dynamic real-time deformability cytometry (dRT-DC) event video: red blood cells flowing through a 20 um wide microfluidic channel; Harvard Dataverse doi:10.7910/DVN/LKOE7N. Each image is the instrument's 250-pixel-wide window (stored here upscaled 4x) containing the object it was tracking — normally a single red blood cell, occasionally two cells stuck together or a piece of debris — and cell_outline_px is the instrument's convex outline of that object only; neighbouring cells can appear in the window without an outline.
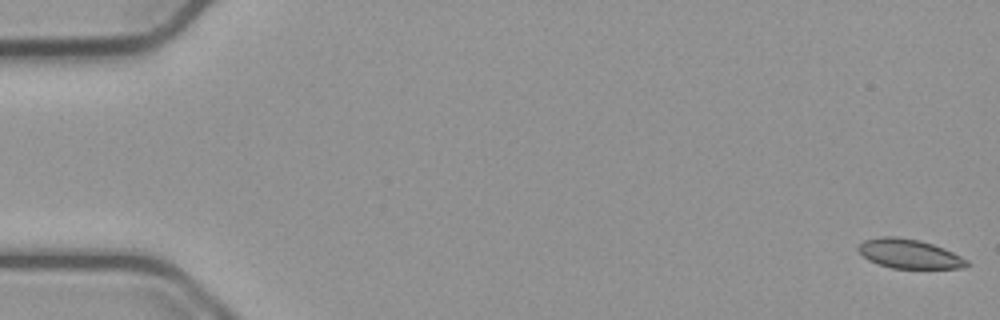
{"species": "common noctule bat (a hibernating species)", "species_latin": "Nyctalus noctula", "temperature_condition": "cold", "stored_images_in_passage": 55, "camera_frame_rate_fps": 3000, "um_per_image_px": 0.085, "animal": {"sex": "male", "body_mass_g": 23.1, "forearm_length_mm": 52.7}, "frame": {"image": 1, "passage_image": 1, "time_ms": 0.0, "image_size_px": [1000, 320], "cell_outline_px": [[972, 264], [964, 268], [892, 268], [868, 260], [856, 248], [864, 240], [880, 236], [892, 236], [920, 240], [944, 248], [968, 260]], "centroid_in_image_um": [77.3, 21.57], "position_along_channel_um": 7.7, "area_um2": 18.44}}
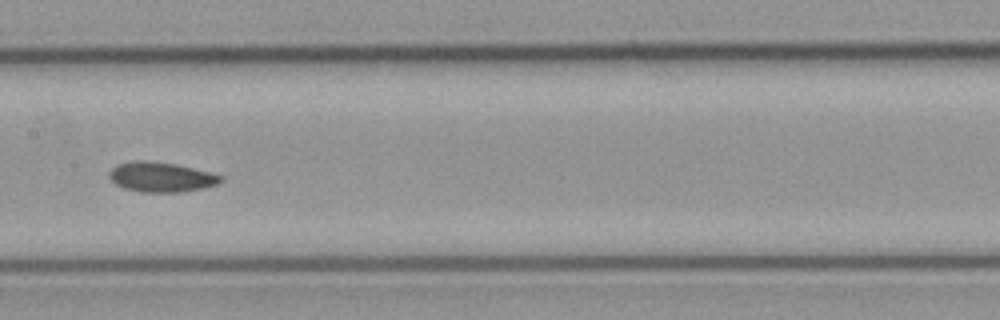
{"frame": {"image": 2, "passage_image": 28, "time_ms": 9.0, "image_size_px": [1000, 320], "cell_outline_px": [[224, 180], [220, 184], [204, 188], [180, 192], [140, 192], [124, 188], [116, 184], [108, 176], [108, 172], [116, 164], [132, 160], [144, 160], [176, 164], [212, 172], [224, 176]], "centroid_in_image_um": [13.73, 15.04], "position_along_channel_um": 193.7, "area_um2": 19.77}}
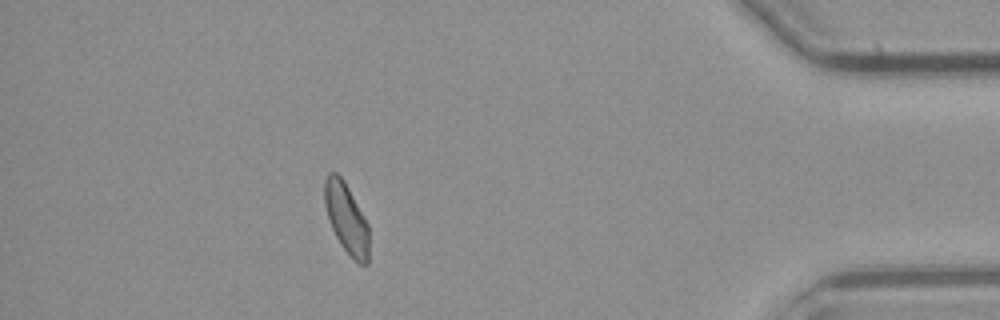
{"frame": {"image": 3, "passage_image": 49, "time_ms": 16.0, "image_size_px": [1000, 320], "cell_outline_px": [[368, 264], [360, 264], [340, 244], [332, 228], [324, 204], [324, 180], [328, 172], [336, 172], [344, 180], [368, 224]], "centroid_in_image_um": [29.42, 18.5], "position_along_channel_um": 405.8, "area_um2": 17.86}, "authors_computed_cell_mechanics": {"area_um2": 18.9584, "velocity_mm_per_s": 3.7537, "shape_relaxation_time_tau1_ms": null, "shape_relaxation_time_tau2_ms": 4.5165, "deformation_change_tau1": null, "deformation_change_tau2": 0.0755}}